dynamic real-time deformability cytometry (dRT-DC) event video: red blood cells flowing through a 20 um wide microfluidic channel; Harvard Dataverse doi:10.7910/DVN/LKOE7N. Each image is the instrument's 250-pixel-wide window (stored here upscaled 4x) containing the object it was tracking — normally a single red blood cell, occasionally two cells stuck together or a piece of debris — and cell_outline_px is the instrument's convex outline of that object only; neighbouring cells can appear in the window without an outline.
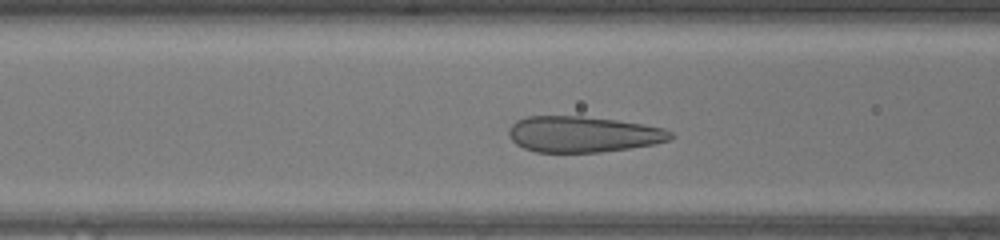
{"species": "human", "species_latin": "Homo sapiens", "temperature_condition": "warm", "stored_images_in_passage": 42, "camera_frame_rate_fps": 3000, "um_per_image_px": 0.085, "donor": {"sex": "female"}, "frame": {"image": 1, "passage_image": 13, "time_ms": 4.0, "image_size_px": [1000, 240], "cell_outline_px": [[676, 136], [668, 140], [652, 144], [628, 148], [600, 152], [536, 152], [524, 148], [516, 144], [508, 136], [508, 128], [516, 120], [524, 116], [580, 116], [616, 120], [644, 124], [664, 128], [672, 132]], "centroid_in_image_um": [49.53, 11.4], "position_along_channel_um": 117.1, "area_um2": 33.99}}
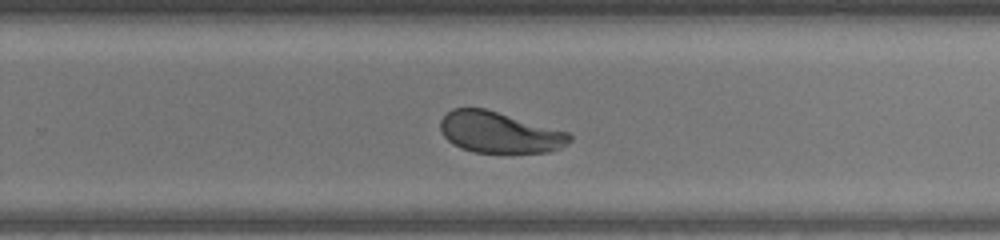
{"frame": {"image": 2, "passage_image": 25, "time_ms": 8.0, "image_size_px": [1000, 240], "cell_outline_px": [[572, 140], [568, 144], [560, 148], [548, 152], [472, 152], [460, 148], [452, 144], [440, 132], [440, 120], [452, 108], [484, 108], [568, 132], [572, 136]], "centroid_in_image_um": [42.43, 11.26], "position_along_channel_um": 287.4, "area_um2": 30.87}}
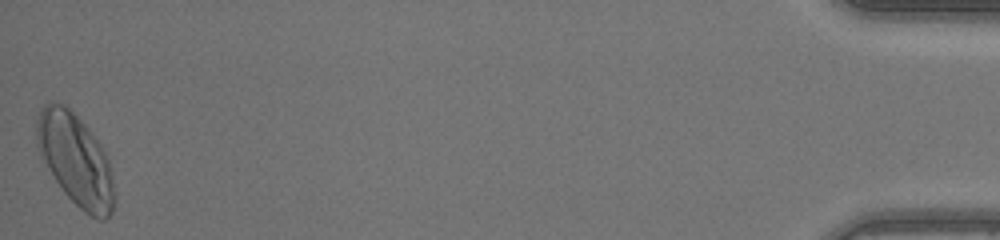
{"frame": {"image": 3, "passage_image": 42, "time_ms": 13.667, "image_size_px": [1000, 240], "cell_outline_px": [[116, 200], [112, 212], [104, 220], [100, 220], [84, 212], [64, 192], [56, 180], [40, 152], [36, 144], [36, 120], [40, 108], [44, 104], [52, 100], [64, 104], [88, 128], [100, 144], [108, 160], [112, 176], [116, 196]], "centroid_in_image_um": [6.43, 13.57], "position_along_channel_um": 428.8, "area_um2": 41.15}, "authors_computed_cell_mechanics": {"area_um2": 33.2639, "velocity_mm_per_s": 4.2745, "shape_relaxation_time_tau1_ms": 6.8546, "shape_relaxation_time_tau2_ms": null, "deformation_change_tau1": 0.2416, "deformation_change_tau2": null}}